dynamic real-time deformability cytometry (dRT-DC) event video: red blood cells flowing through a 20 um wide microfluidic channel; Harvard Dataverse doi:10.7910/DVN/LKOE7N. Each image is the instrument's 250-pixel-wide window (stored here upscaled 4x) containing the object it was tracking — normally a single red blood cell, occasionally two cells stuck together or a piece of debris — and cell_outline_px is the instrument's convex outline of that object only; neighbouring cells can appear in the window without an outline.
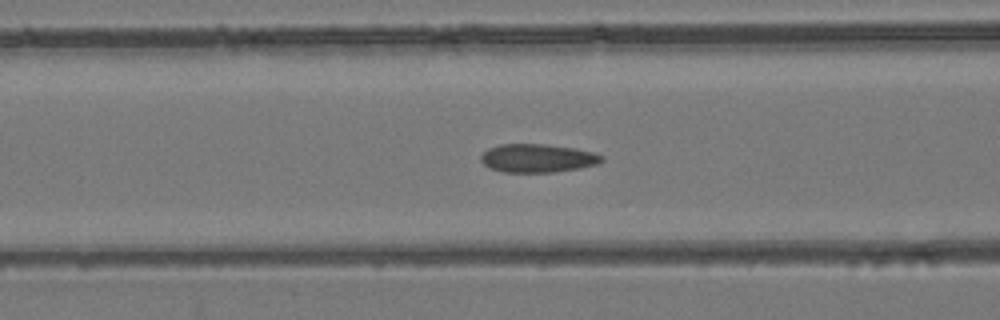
{"species": "common noctule bat (a hibernating species)", "species_latin": "Nyctalus noctula", "temperature_condition": "room temperature", "stored_images_in_passage": 55, "segment_of_instrument_passage": [1, 2], "camera_frame_rate_fps": 3000, "um_per_image_px": 0.085, "animal": {"sex": "female", "body_mass_g": 24.6, "forearm_length_mm": 56.2}, "frame": {"image": 1, "passage_image": 22, "time_ms": 7.0, "image_size_px": [1000, 320], "cell_outline_px": [[604, 160], [596, 164], [576, 168], [552, 172], [504, 172], [492, 168], [484, 164], [480, 160], [480, 156], [488, 148], [500, 144], [544, 144], [576, 148], [592, 152], [604, 156]], "centroid_in_image_um": [45.68, 13.43], "position_along_channel_um": 120.9, "area_um2": 19.83}}
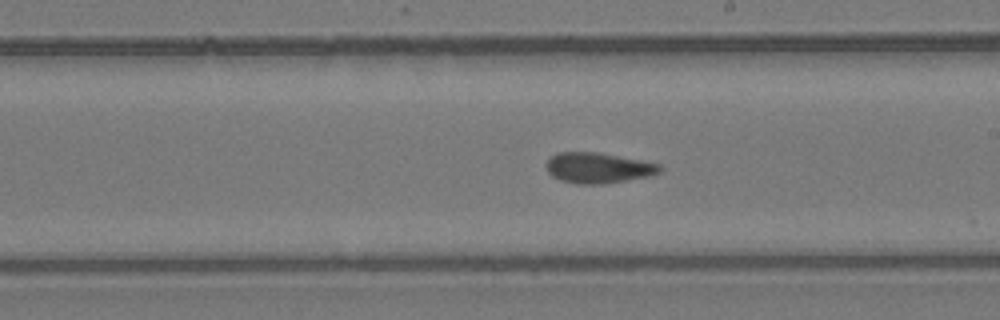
{"frame": {"image": 2, "passage_image": 31, "time_ms": 10.0, "image_size_px": [1000, 320], "cell_outline_px": [[664, 168], [660, 172], [648, 176], [604, 184], [576, 184], [560, 180], [552, 176], [548, 172], [548, 160], [556, 152], [600, 152], [644, 160], [660, 164]], "centroid_in_image_um": [50.88, 14.26], "position_along_channel_um": 238.1, "area_um2": 20.35}}
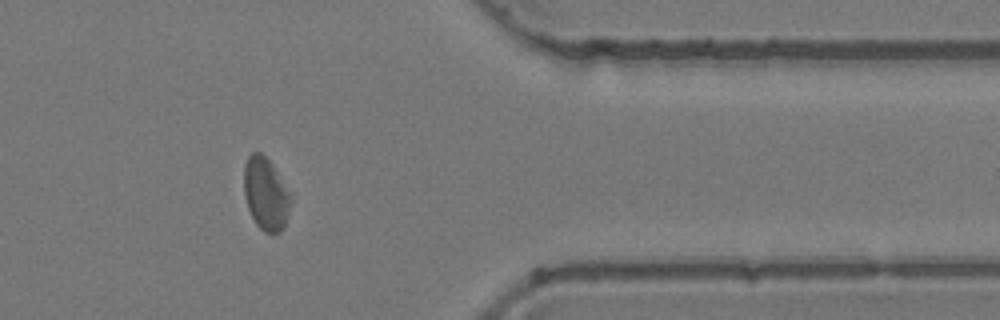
{"frame": {"image": 3, "passage_image": 44, "time_ms": 14.333, "image_size_px": [1000, 320], "cell_outline_px": [[292, 200], [284, 224], [280, 232], [264, 232], [256, 224], [248, 208], [244, 192], [244, 164], [248, 156], [252, 152], [260, 152], [272, 164], [288, 192]], "centroid_in_image_um": [22.56, 16.46], "position_along_channel_um": 388.8, "area_um2": 19.31}}